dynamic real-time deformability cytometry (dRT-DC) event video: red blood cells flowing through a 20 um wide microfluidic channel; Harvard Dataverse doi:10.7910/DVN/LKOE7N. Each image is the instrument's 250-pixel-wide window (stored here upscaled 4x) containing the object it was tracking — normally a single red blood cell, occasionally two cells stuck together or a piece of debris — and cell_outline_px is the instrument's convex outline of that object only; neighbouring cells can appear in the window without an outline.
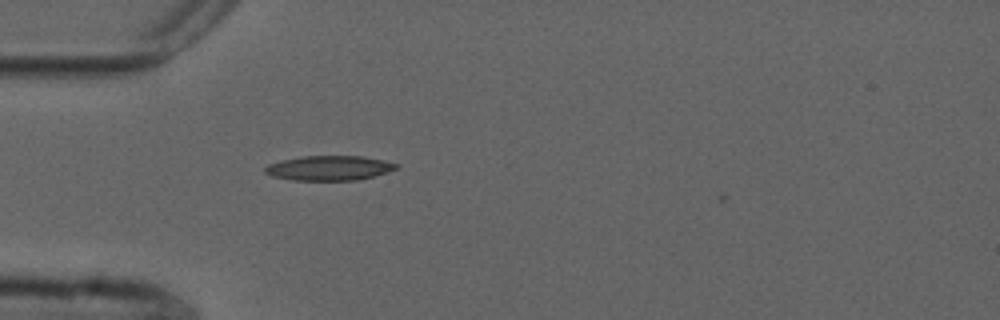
{"species": "common noctule bat (a hibernating species)", "species_latin": "Nyctalus noctula", "temperature_condition": "cold", "stored_images_in_passage": 5, "camera_frame_rate_fps": 3000, "um_per_image_px": 0.085, "animal": {"sex": "male", "forearm_length_mm": 52.5}, "frame": {"image": 1, "passage_image": 4, "time_ms": 1.0, "image_size_px": [1000, 320], "cell_outline_px": [[400, 168], [388, 172], [360, 180], [292, 180], [272, 176], [264, 172], [264, 168], [268, 164], [280, 160], [300, 156], [364, 156], [384, 160], [400, 164]], "centroid_in_image_um": [28.01, 14.28], "position_along_channel_um": 57.0, "area_um2": 19.19}}